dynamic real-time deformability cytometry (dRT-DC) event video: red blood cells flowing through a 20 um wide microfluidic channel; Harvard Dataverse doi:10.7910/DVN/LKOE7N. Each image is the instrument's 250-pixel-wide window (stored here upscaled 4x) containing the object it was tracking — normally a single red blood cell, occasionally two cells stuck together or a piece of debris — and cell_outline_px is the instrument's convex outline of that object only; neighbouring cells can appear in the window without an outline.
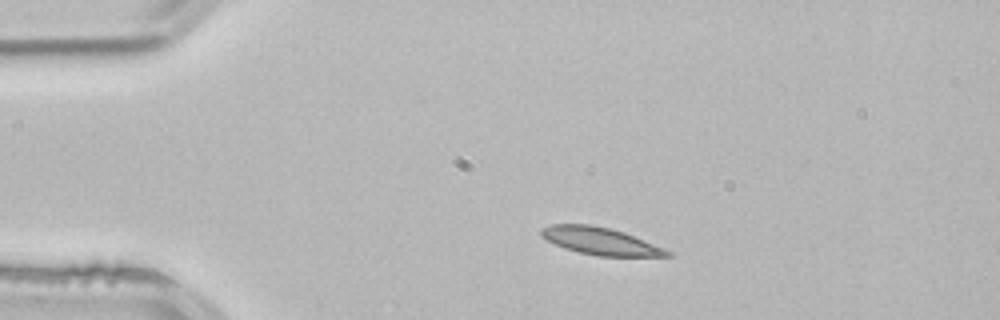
{"species": "common noctule bat (a hibernating species)", "species_latin": "Nyctalus noctula", "temperature_condition": "room temperature", "stored_images_in_passage": 43, "camera_frame_rate_fps": 3000, "um_per_image_px": 0.085, "animal": {"sex": "male", "body_mass_g": 21.5, "forearm_length_mm": 52.0}, "frame": {"image": 1, "passage_image": 1, "time_ms": 0.0, "image_size_px": [1000, 320], "cell_outline_px": [[672, 256], [596, 256], [564, 248], [540, 236], [540, 228], [552, 224], [588, 224], [608, 228], [624, 232], [664, 248], [672, 252]], "centroid_in_image_um": [51.02, 20.49], "position_along_channel_um": 34.0, "area_um2": 19.88}}
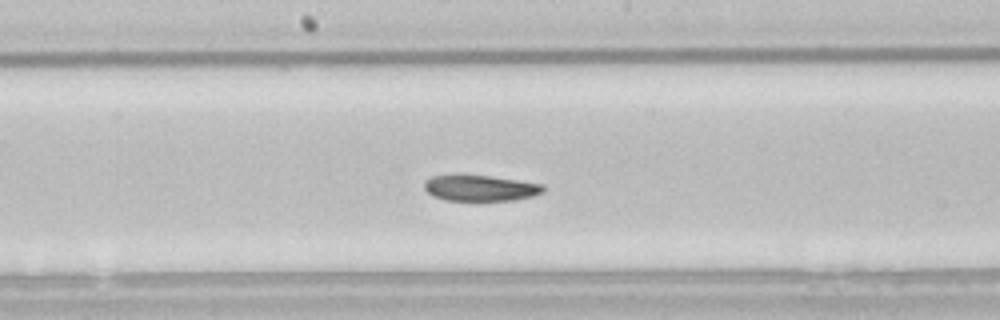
{"frame": {"image": 2, "passage_image": 18, "time_ms": 5.667, "image_size_px": [1000, 320], "cell_outline_px": [[544, 192], [532, 196], [512, 200], [444, 200], [432, 196], [424, 188], [424, 180], [432, 176], [488, 176], [544, 184]], "centroid_in_image_um": [40.82, 16.0], "position_along_channel_um": 207.4, "area_um2": 17.63}}
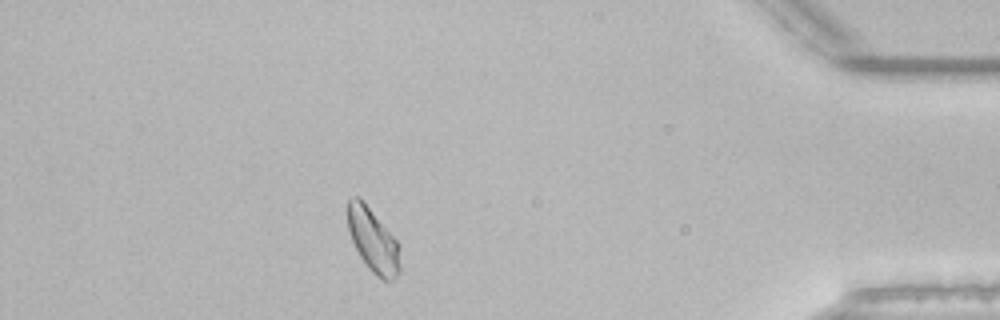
{"frame": {"image": 3, "passage_image": 37, "time_ms": 12.0, "image_size_px": [1000, 320], "cell_outline_px": [[400, 272], [392, 280], [380, 280], [368, 268], [360, 256], [352, 240], [348, 228], [348, 200], [352, 196], [360, 196], [364, 200], [400, 244]], "centroid_in_image_um": [31.73, 20.42], "position_along_channel_um": 403.5, "area_um2": 19.71}, "authors_computed_cell_mechanics": {"area_um2": 19.5364, "velocity_mm_per_s": 3.8424, "shape_relaxation_time_tau1_ms": 9.0481, "shape_relaxation_time_tau2_ms": 11.3722, "deformation_change_tau1": 0.155, "deformation_change_tau2": 0.1597}}